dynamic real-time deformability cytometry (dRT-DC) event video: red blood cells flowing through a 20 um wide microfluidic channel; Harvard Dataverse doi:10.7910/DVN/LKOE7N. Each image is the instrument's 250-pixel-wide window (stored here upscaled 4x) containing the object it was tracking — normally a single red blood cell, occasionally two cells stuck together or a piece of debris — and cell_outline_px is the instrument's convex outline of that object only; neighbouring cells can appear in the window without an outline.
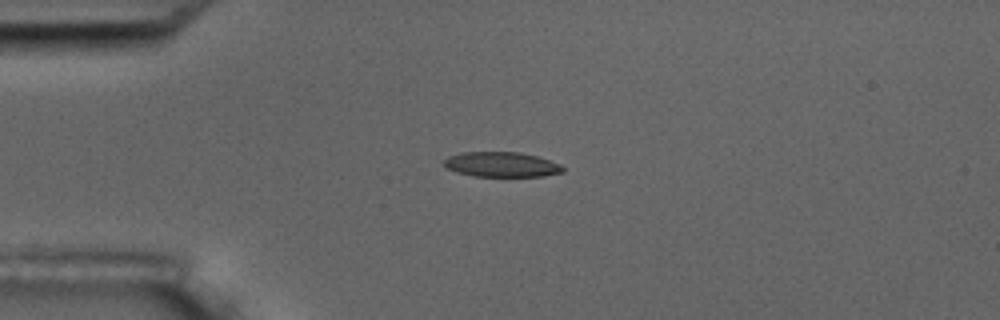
{"species": "common noctule bat (a hibernating species)", "species_latin": "Nyctalus noctula", "temperature_condition": "room temperature", "stored_images_in_passage": 3, "camera_frame_rate_fps": 3000, "um_per_image_px": 0.085, "animal": {"sex": "male", "body_mass_g": 17.5, "forearm_length_mm": 52.3}, "frame": {"image": 1, "passage_image": 1, "time_ms": 0.0, "image_size_px": [1000, 320], "cell_outline_px": [[564, 172], [544, 176], [476, 176], [456, 172], [448, 168], [444, 164], [444, 160], [448, 156], [460, 152], [520, 152], [536, 156], [560, 164], [564, 168]], "centroid_in_image_um": [42.63, 13.98], "position_along_channel_um": 42.4, "area_um2": 17.22}}